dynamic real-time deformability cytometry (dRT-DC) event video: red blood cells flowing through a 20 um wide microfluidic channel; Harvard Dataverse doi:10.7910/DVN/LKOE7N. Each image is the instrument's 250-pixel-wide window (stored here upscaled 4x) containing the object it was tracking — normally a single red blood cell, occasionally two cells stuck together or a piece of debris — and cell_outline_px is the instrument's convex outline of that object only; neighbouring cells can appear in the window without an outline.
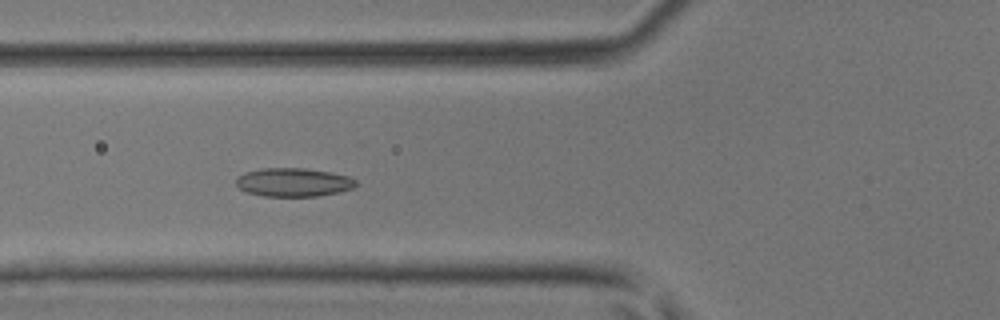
{"species": "common noctule bat (a hibernating species)", "species_latin": "Nyctalus noctula", "temperature_condition": "room temperature", "stored_images_in_passage": 41, "camera_frame_rate_fps": 3000, "um_per_image_px": 0.085, "animal": {"sex": "male", "body_mass_g": 17.9, "forearm_length_mm": 54.2}, "frame": {"image": 1, "passage_image": 18, "time_ms": 5.667, "image_size_px": [1000, 320], "cell_outline_px": [[356, 184], [352, 188], [340, 192], [316, 196], [264, 196], [244, 192], [236, 184], [236, 176], [244, 172], [260, 168], [304, 168], [332, 172], [348, 176], [356, 180]], "centroid_in_image_um": [24.9, 15.49], "position_along_channel_um": 100.9, "area_um2": 20.11}}
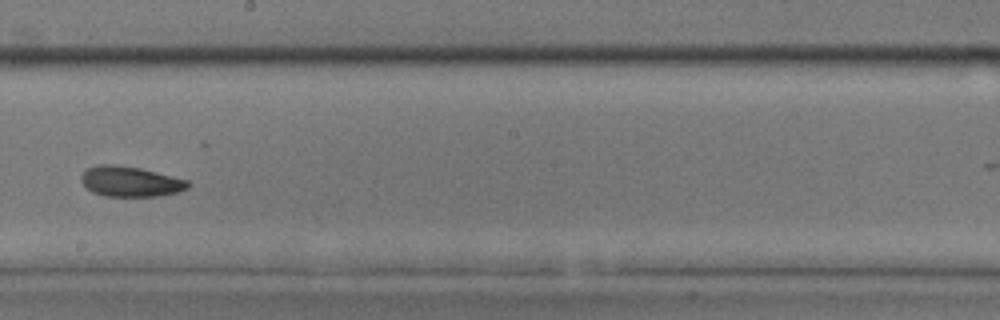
{"frame": {"image": 2, "passage_image": 27, "time_ms": 8.667, "image_size_px": [1000, 320], "cell_outline_px": [[188, 188], [176, 192], [160, 196], [104, 196], [92, 192], [80, 180], [80, 176], [88, 168], [100, 164], [116, 164], [140, 168], [188, 180]], "centroid_in_image_um": [11.05, 15.42], "position_along_channel_um": 237.1, "area_um2": 18.73}}
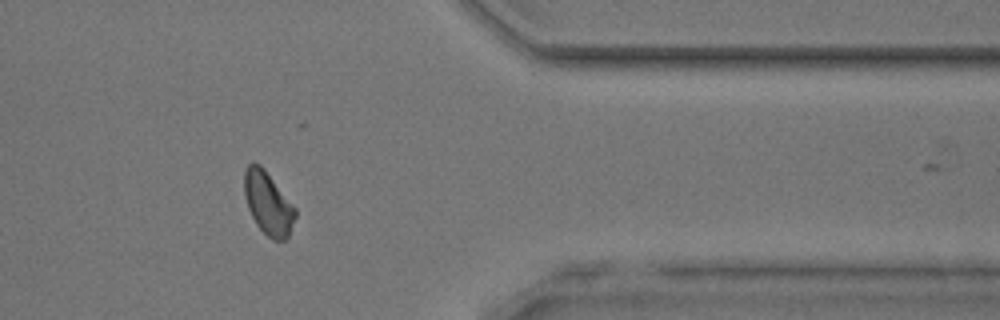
{"frame": {"image": 3, "passage_image": 38, "time_ms": 12.333, "image_size_px": [1000, 320], "cell_outline_px": [[296, 216], [288, 236], [284, 240], [272, 240], [256, 224], [248, 208], [244, 196], [244, 172], [248, 164], [260, 164], [264, 168], [296, 208]], "centroid_in_image_um": [22.78, 17.27], "position_along_channel_um": 388.6, "area_um2": 18.55}}